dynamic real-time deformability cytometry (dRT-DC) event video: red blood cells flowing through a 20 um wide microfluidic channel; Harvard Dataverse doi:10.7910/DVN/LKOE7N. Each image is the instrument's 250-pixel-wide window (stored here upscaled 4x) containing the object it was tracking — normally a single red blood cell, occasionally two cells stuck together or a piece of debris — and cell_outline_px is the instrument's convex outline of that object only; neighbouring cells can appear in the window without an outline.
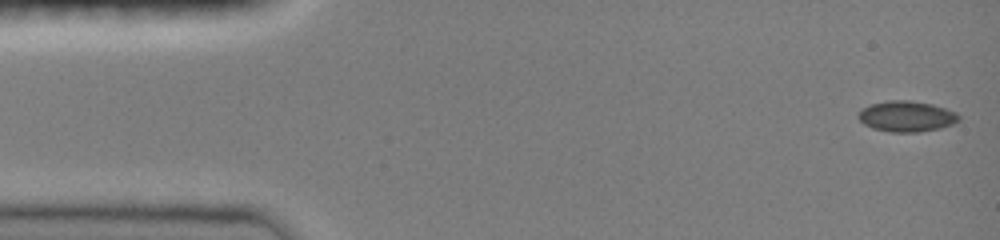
{"species": "common noctule bat (a hibernating species)", "species_latin": "Nyctalus noctula", "temperature_condition": "room temperature", "stored_images_in_passage": 13, "camera_frame_rate_fps": 3000, "um_per_image_px": 0.085, "animal": {"sex": "female", "body_mass_g": 19.0, "forearm_length_mm": 51.5}, "frame": {"image": 1, "passage_image": 1, "time_ms": 0.0, "image_size_px": [1000, 240], "cell_outline_px": [[960, 120], [952, 124], [940, 128], [916, 132], [888, 132], [872, 128], [864, 124], [856, 116], [864, 108], [872, 104], [888, 100], [912, 100], [932, 104], [956, 112], [960, 116]], "centroid_in_image_um": [77.06, 9.89], "position_along_channel_um": 7.9, "area_um2": 17.98}}
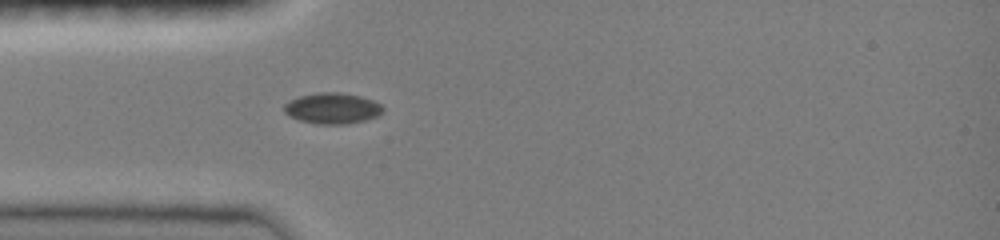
{"frame": {"image": 2, "passage_image": 8, "time_ms": 2.333, "image_size_px": [1000, 240], "cell_outline_px": [[384, 112], [376, 116], [364, 120], [348, 124], [316, 124], [300, 120], [288, 116], [284, 112], [284, 104], [288, 100], [300, 96], [316, 92], [340, 92], [360, 96], [372, 100], [380, 104], [384, 108]], "centroid_in_image_um": [28.23, 9.2], "position_along_channel_um": 56.8, "area_um2": 17.92}}
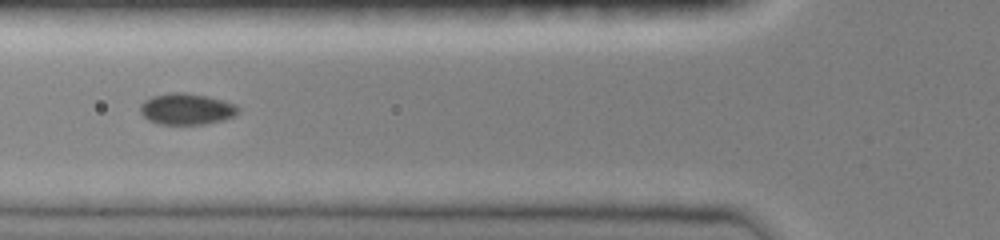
{"frame": {"image": 3, "passage_image": 11, "time_ms": 3.333, "image_size_px": [1000, 240], "cell_outline_px": [[240, 112], [236, 116], [224, 120], [204, 124], [160, 124], [148, 120], [140, 112], [140, 104], [144, 100], [152, 96], [168, 92], [184, 92], [208, 96], [224, 100], [236, 104], [240, 108]], "centroid_in_image_um": [15.89, 9.26], "position_along_channel_um": 109.9, "area_um2": 18.21}}